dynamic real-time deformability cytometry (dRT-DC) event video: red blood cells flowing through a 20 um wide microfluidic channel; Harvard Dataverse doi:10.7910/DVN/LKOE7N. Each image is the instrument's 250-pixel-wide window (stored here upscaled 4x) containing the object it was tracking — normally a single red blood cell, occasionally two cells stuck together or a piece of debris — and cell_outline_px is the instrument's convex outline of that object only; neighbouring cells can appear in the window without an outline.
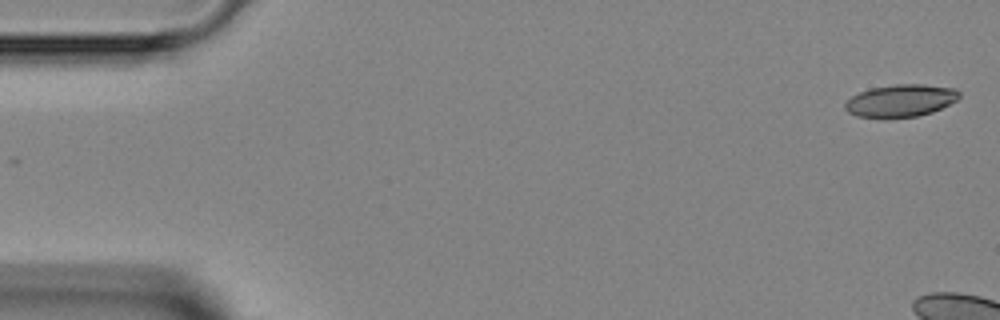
{"species": "Egyptian fruit bat (a non-hibernating species)", "species_latin": "Rousettus aegyptiacus", "temperature_condition": "room temperature", "stored_images_in_passage": 9, "camera_frame_rate_fps": 3000, "um_per_image_px": 0.085, "animal": {"sex": "female"}, "frame": {"image": 1, "passage_image": 1, "time_ms": 0.0, "image_size_px": [1000, 320], "cell_outline_px": [[960, 96], [956, 100], [932, 112], [916, 116], [884, 120], [856, 116], [848, 112], [844, 108], [844, 104], [852, 96], [860, 92], [872, 88], [896, 84], [924, 84], [956, 88], [960, 92]], "centroid_in_image_um": [76.53, 8.58], "position_along_channel_um": 8.5, "area_um2": 21.91}}